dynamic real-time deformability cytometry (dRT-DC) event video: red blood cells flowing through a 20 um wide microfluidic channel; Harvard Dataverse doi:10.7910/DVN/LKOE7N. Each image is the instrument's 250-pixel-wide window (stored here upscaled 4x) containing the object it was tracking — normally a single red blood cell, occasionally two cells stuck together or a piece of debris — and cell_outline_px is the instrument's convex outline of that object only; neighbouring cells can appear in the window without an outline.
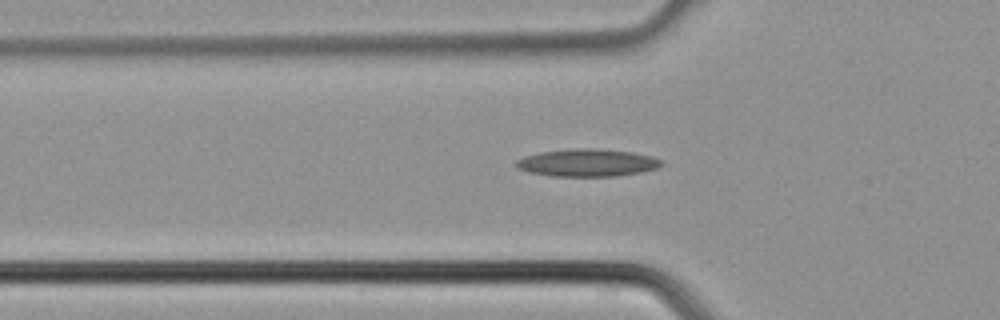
{"species": "common noctule bat (a hibernating species)", "species_latin": "Nyctalus noctula", "temperature_condition": "cold", "stored_images_in_passage": 6, "camera_frame_rate_fps": 3000, "um_per_image_px": 0.085, "animal": {"sex": "male", "body_mass_g": 21.5, "forearm_length_mm": 52.0}, "frame": {"image": 1, "passage_image": 5, "time_ms": 1.333, "image_size_px": [1000, 320], "cell_outline_px": [[664, 164], [656, 168], [640, 172], [616, 176], [552, 176], [528, 172], [516, 168], [516, 160], [524, 156], [540, 152], [572, 148], [596, 148], [632, 152], [652, 156], [664, 160]], "centroid_in_image_um": [49.92, 13.82], "position_along_channel_um": 75.9, "area_um2": 23.47}}